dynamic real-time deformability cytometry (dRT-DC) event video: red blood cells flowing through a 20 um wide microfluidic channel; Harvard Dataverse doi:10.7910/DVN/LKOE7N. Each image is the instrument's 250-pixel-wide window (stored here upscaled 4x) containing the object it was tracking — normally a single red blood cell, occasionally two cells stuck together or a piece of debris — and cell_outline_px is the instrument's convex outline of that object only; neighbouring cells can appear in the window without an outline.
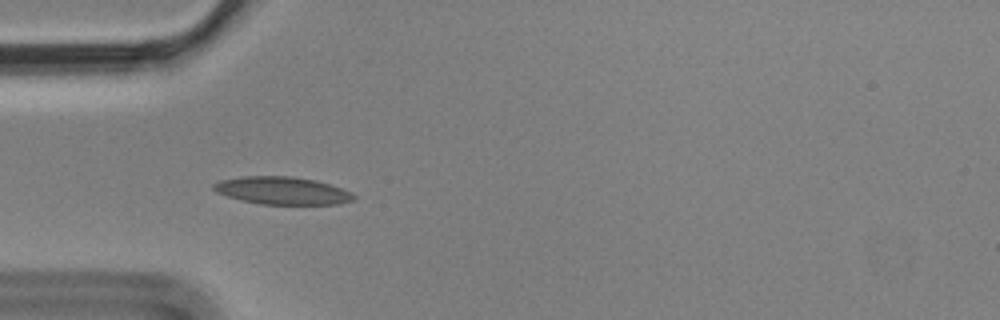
{"species": "Egyptian fruit bat (a non-hibernating species)", "species_latin": "Rousettus aegyptiacus", "temperature_condition": "cold", "stored_images_in_passage": 7, "camera_frame_rate_fps": 3000, "um_per_image_px": 0.085, "animal": {"sex": "male"}, "frame": {"image": 1, "passage_image": 4, "time_ms": 1.0, "image_size_px": [1000, 320], "cell_outline_px": [[356, 200], [340, 204], [260, 204], [240, 200], [216, 192], [212, 188], [212, 184], [220, 180], [240, 176], [292, 176], [316, 180], [352, 192], [356, 196]], "centroid_in_image_um": [23.99, 16.2], "position_along_channel_um": 61.0, "area_um2": 22.72}}
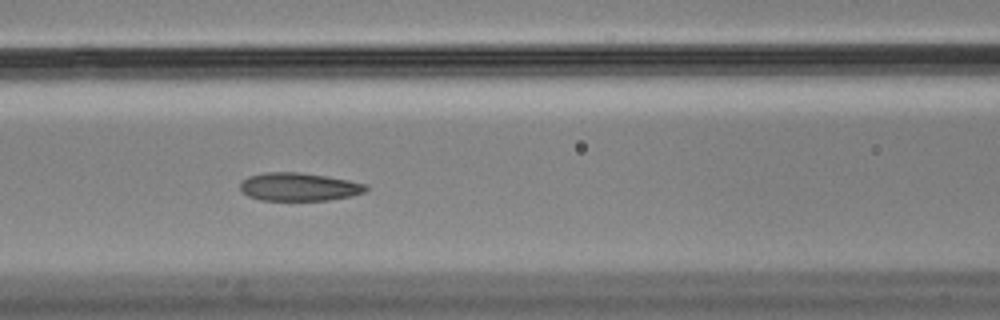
{"frame": {"image": 2, "passage_image": 6, "time_ms": 1.667, "image_size_px": [1000, 320], "cell_outline_px": [[368, 188], [364, 192], [352, 196], [328, 200], [260, 200], [248, 196], [240, 192], [240, 184], [248, 176], [264, 172], [300, 172], [348, 180], [368, 184]], "centroid_in_image_um": [25.39, 15.88], "position_along_channel_um": 141.2, "area_um2": 20.69}}
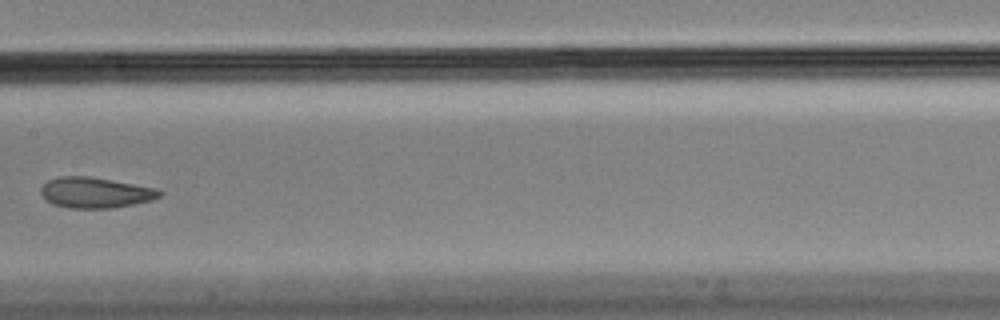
{"frame": {"image": 3, "passage_image": 7, "time_ms": 2.0, "image_size_px": [1000, 320], "cell_outline_px": [[164, 192], [160, 196], [152, 200], [112, 208], [68, 208], [52, 204], [44, 200], [40, 192], [40, 188], [48, 180], [60, 176], [88, 176], [112, 180], [156, 188]], "centroid_in_image_um": [8.07, 16.37], "position_along_channel_um": 199.3, "area_um2": 21.27}}